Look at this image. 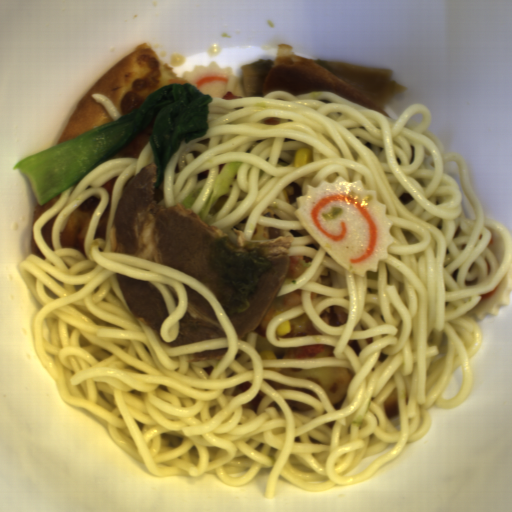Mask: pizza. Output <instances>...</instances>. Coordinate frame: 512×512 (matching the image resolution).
Returning <instances> with one entry per match:
<instances>
[{
  "label": "pizza",
  "instance_id": "pizza-1",
  "mask_svg": "<svg viewBox=\"0 0 512 512\" xmlns=\"http://www.w3.org/2000/svg\"><path fill=\"white\" fill-rule=\"evenodd\" d=\"M182 77L147 43L139 44L88 89L71 113L56 144L76 139L94 127L140 108L156 89L186 83Z\"/></svg>",
  "mask_w": 512,
  "mask_h": 512
},
{
  "label": "pizza",
  "instance_id": "pizza-2",
  "mask_svg": "<svg viewBox=\"0 0 512 512\" xmlns=\"http://www.w3.org/2000/svg\"><path fill=\"white\" fill-rule=\"evenodd\" d=\"M303 381L314 382L329 398L334 411L340 409L349 390L354 373L349 367H322L315 369L282 368L280 373Z\"/></svg>",
  "mask_w": 512,
  "mask_h": 512
},
{
  "label": "pizza",
  "instance_id": "pizza-3",
  "mask_svg": "<svg viewBox=\"0 0 512 512\" xmlns=\"http://www.w3.org/2000/svg\"><path fill=\"white\" fill-rule=\"evenodd\" d=\"M101 197L93 195L76 208L64 219L60 228V245L62 249H73L84 253L86 245V230L100 203Z\"/></svg>",
  "mask_w": 512,
  "mask_h": 512
},
{
  "label": "pizza",
  "instance_id": "pizza-4",
  "mask_svg": "<svg viewBox=\"0 0 512 512\" xmlns=\"http://www.w3.org/2000/svg\"><path fill=\"white\" fill-rule=\"evenodd\" d=\"M273 353L280 359L317 358L335 355L333 346L317 344L300 347L276 348Z\"/></svg>",
  "mask_w": 512,
  "mask_h": 512
},
{
  "label": "pizza",
  "instance_id": "pizza-5",
  "mask_svg": "<svg viewBox=\"0 0 512 512\" xmlns=\"http://www.w3.org/2000/svg\"><path fill=\"white\" fill-rule=\"evenodd\" d=\"M150 130H151V125L145 132L140 133L135 138H133L129 144H127L123 149H121L118 153H116L112 158H117V157H137L138 158L142 149L144 148L145 144L149 141Z\"/></svg>",
  "mask_w": 512,
  "mask_h": 512
},
{
  "label": "pizza",
  "instance_id": "pizza-6",
  "mask_svg": "<svg viewBox=\"0 0 512 512\" xmlns=\"http://www.w3.org/2000/svg\"><path fill=\"white\" fill-rule=\"evenodd\" d=\"M61 194V193H60ZM60 194L58 196H55L53 197L52 199H50L49 201L39 205L37 202L35 204V207H34V210H33V213L31 215V218H30V229H29V246H30V254H35L37 256H39L40 258H42L43 260L46 259L45 256L42 255V253L40 252V250L38 249L35 241H34V237H33V224L34 222L36 221V219L45 212V210L51 206L52 204H54L56 202V200L58 199V197L60 196Z\"/></svg>",
  "mask_w": 512,
  "mask_h": 512
}]
</instances>
